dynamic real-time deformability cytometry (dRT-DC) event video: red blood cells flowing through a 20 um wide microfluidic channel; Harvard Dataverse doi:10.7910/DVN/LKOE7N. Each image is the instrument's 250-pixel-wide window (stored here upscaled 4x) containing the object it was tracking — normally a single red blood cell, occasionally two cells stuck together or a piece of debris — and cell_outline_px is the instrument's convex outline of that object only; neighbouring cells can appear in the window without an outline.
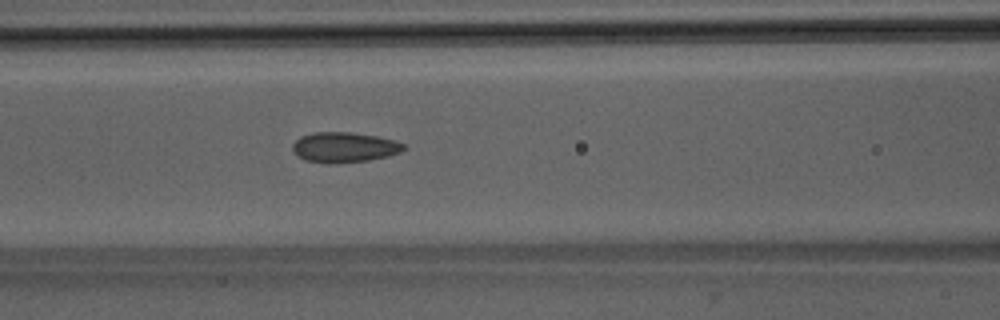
{"species": "Egyptian fruit bat (a non-hibernating species)", "species_latin": "Rousettus aegyptiacus", "temperature_condition": "room temperature", "stored_images_in_passage": 41, "camera_frame_rate_fps": 3000, "um_per_image_px": 0.085, "animal": {"sex": "male"}, "frame": {"image": 1, "passage_image": 12, "time_ms": 3.667, "image_size_px": [1000, 320], "cell_outline_px": [[408, 148], [400, 152], [388, 156], [368, 160], [328, 164], [304, 160], [292, 152], [292, 144], [300, 136], [312, 132], [352, 132], [376, 136], [396, 140], [404, 144]], "centroid_in_image_um": [29.25, 12.51], "position_along_channel_um": 137.4, "area_um2": 19.83}}
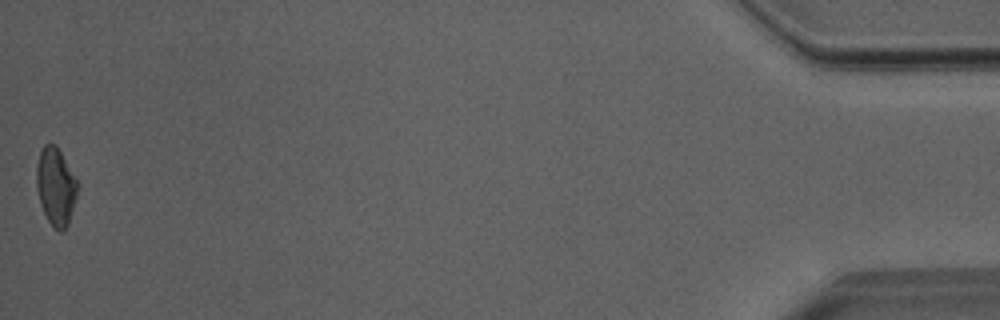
{"frame": {"image": 2, "passage_image": 41, "time_ms": 13.333, "image_size_px": [1000, 320], "cell_outline_px": [[76, 196], [68, 224], [60, 232], [48, 220], [40, 204], [36, 188], [36, 164], [40, 152], [44, 144], [56, 144], [76, 180]], "centroid_in_image_um": [4.7, 15.82], "position_along_channel_um": 430.5, "area_um2": 18.09}, "authors_computed_cell_mechanics": {"area_um2": 19.0162, "velocity_mm_per_s": 4.0363, "shape_relaxation_time_tau1_ms": null, "shape_relaxation_time_tau2_ms": 1.623, "deformation_change_tau1": null, "deformation_change_tau2": 0.0875}}